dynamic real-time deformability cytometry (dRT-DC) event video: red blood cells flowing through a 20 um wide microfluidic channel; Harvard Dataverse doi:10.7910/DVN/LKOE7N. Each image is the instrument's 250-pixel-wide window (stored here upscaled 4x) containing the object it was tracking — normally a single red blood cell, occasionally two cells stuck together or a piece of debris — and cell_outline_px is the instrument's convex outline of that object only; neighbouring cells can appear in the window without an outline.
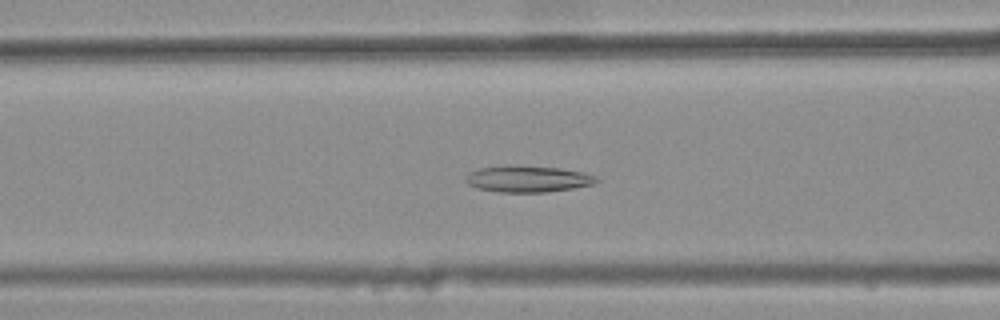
{"species": "common noctule bat (a hibernating species)", "species_latin": "Nyctalus noctula", "temperature_condition": "warm", "stored_images_in_passage": 42, "camera_frame_rate_fps": 3000, "um_per_image_px": 0.085, "animal": {"sex": "female", "body_mass_g": 25.1}, "frame": {"image": 1, "passage_image": 19, "time_ms": 6.0, "image_size_px": [1000, 320], "cell_outline_px": [[600, 180], [592, 184], [572, 188], [544, 192], [496, 192], [476, 188], [468, 184], [464, 180], [468, 172], [480, 168], [508, 164], [560, 168], [584, 172], [596, 176]], "centroid_in_image_um": [44.82, 15.19], "position_along_channel_um": 121.8, "area_um2": 20.4}}
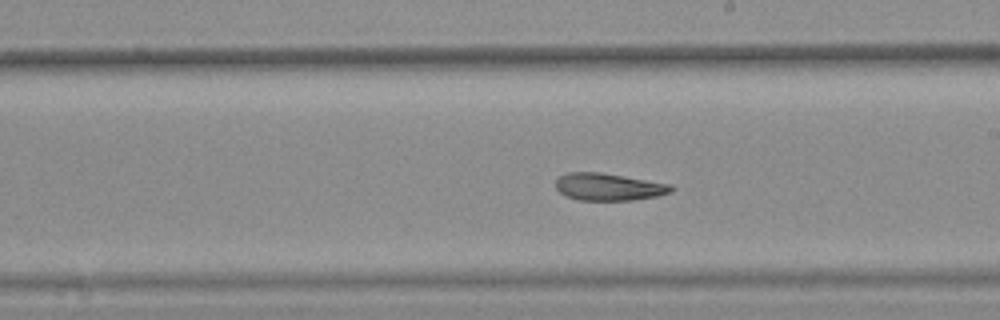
{"frame": {"image": 2, "passage_image": 28, "time_ms": 9.0, "image_size_px": [1000, 320], "cell_outline_px": [[676, 188], [672, 192], [656, 196], [632, 200], [580, 200], [564, 196], [556, 188], [556, 180], [560, 176], [568, 172], [600, 172], [672, 184]], "centroid_in_image_um": [51.75, 15.88], "position_along_channel_um": 237.2, "area_um2": 18.44}}
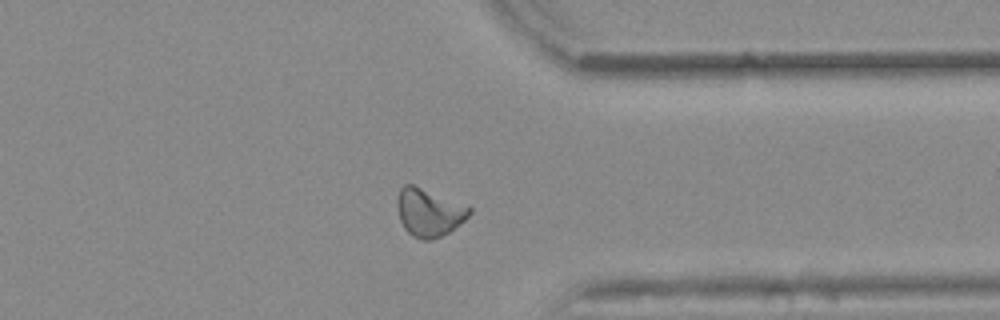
{"frame": {"image": 3, "passage_image": 39, "time_ms": 12.667, "image_size_px": [1000, 320], "cell_outline_px": [[472, 212], [464, 220], [448, 232], [432, 240], [420, 240], [412, 236], [404, 228], [400, 220], [396, 204], [396, 200], [400, 188], [404, 184], [412, 184], [472, 208]], "centroid_in_image_um": [36.41, 18.07], "position_along_channel_um": 375.0, "area_um2": 19.88}, "authors_computed_cell_mechanics": {"area_um2": 19.7387, "velocity_mm_per_s": 3.8612, "shape_relaxation_time_tau1_ms": null, "shape_relaxation_time_tau2_ms": 6.8059, "deformation_change_tau1": null, "deformation_change_tau2": 0.1535}}